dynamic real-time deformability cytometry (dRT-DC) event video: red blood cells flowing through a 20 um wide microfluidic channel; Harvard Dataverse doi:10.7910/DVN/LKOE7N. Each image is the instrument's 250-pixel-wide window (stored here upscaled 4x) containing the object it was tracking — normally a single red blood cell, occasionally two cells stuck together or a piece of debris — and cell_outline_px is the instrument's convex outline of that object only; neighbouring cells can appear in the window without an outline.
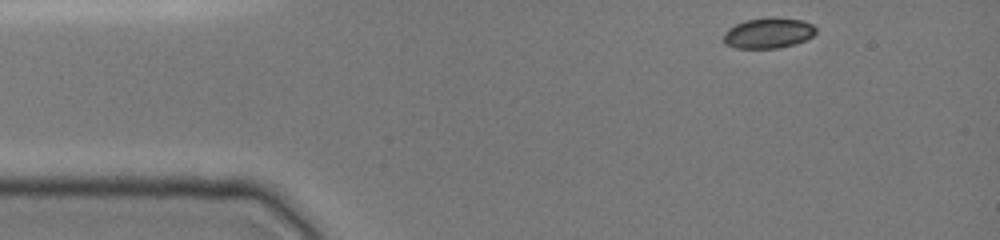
{"species": "common noctule bat (a hibernating species)", "species_latin": "Nyctalus noctula", "temperature_condition": "cold", "stored_images_in_passage": 37, "camera_frame_rate_fps": 3000, "um_per_image_px": 0.085, "animal": {"sex": "female", "body_mass_g": 19.0, "forearm_length_mm": 51.5}, "frame": {"image": 1, "passage_image": 1, "time_ms": 0.0, "image_size_px": [1000, 240], "cell_outline_px": [[816, 32], [812, 36], [796, 44], [776, 48], [736, 48], [724, 44], [724, 32], [728, 28], [744, 20], [768, 16], [772, 16], [804, 20], [812, 24], [816, 28]], "centroid_in_image_um": [65.3, 2.78], "position_along_channel_um": 19.7, "area_um2": 16.7}}
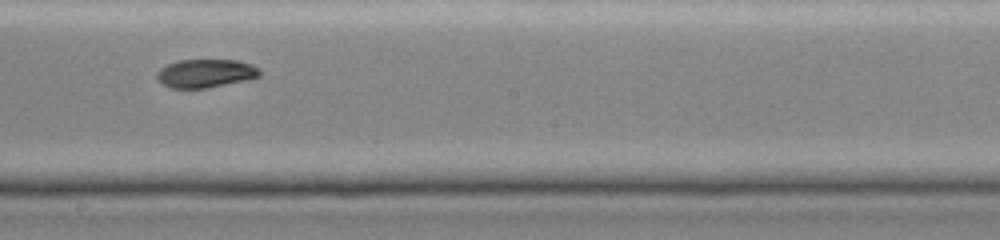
{"frame": {"image": 2, "passage_image": 22, "time_ms": 7.0, "image_size_px": [1000, 240], "cell_outline_px": [[260, 76], [248, 80], [204, 88], [172, 88], [160, 84], [156, 80], [156, 72], [160, 68], [168, 64], [180, 60], [236, 60], [252, 64], [260, 68]], "centroid_in_image_um": [17.45, 6.24], "position_along_channel_um": 230.7, "area_um2": 17.17}}
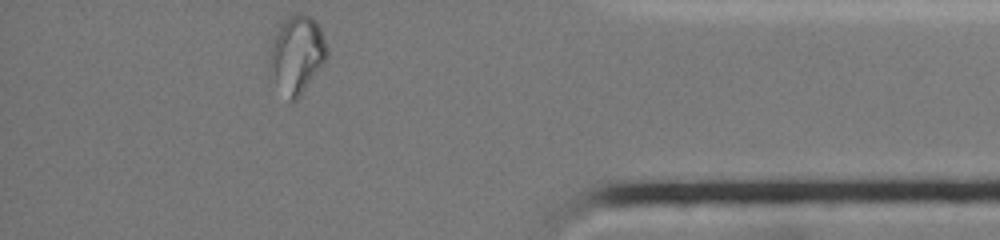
{"frame": {"image": 3, "passage_image": 37, "time_ms": 12.0, "image_size_px": [1000, 240], "cell_outline_px": [[328, 56], [324, 64], [300, 96], [296, 100], [288, 100], [268, 80], [268, 64], [272, 44], [276, 32], [280, 24], [288, 16], [296, 12], [304, 12], [312, 16], [316, 20], [320, 28], [328, 48]], "centroid_in_image_um": [25.2, 4.65], "position_along_channel_um": 410.0, "area_um2": 26.88}}